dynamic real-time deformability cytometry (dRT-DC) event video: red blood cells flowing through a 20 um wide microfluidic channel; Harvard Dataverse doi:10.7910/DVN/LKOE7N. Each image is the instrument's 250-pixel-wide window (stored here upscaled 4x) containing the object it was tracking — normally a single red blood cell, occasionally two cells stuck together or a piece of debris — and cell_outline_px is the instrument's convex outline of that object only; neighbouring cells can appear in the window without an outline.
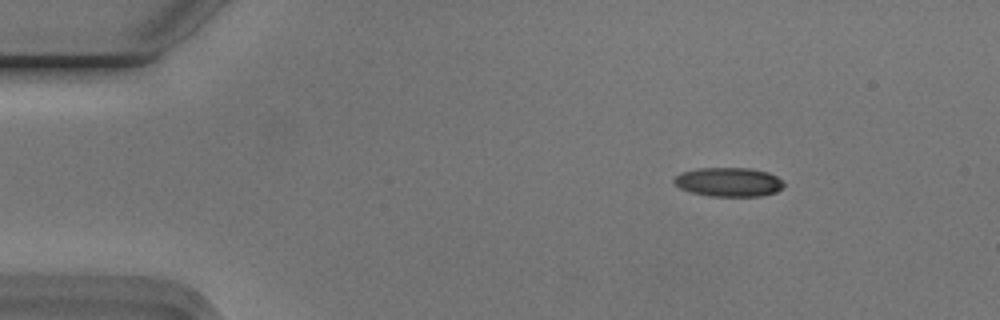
{"species": "Egyptian fruit bat (a non-hibernating species)", "species_latin": "Rousettus aegyptiacus", "temperature_condition": "cold", "stored_images_in_passage": 37, "camera_frame_rate_fps": 3000, "um_per_image_px": 0.085, "animal": {"sex": "male"}, "frame": {"image": 1, "passage_image": 1, "time_ms": 0.0, "image_size_px": [1000, 320], "cell_outline_px": [[784, 184], [776, 192], [760, 196], [708, 196], [692, 192], [680, 188], [672, 180], [680, 172], [696, 168], [748, 168], [768, 172], [784, 180]], "centroid_in_image_um": [61.93, 15.46], "position_along_channel_um": 23.1, "area_um2": 18.61}}
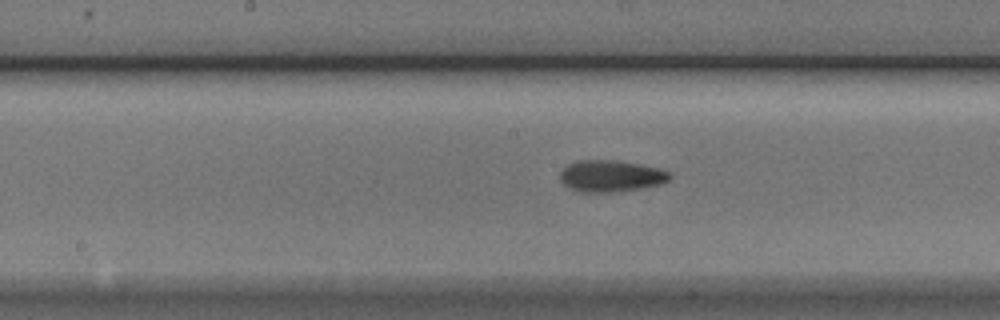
{"frame": {"image": 2, "passage_image": 21, "time_ms": 6.667, "image_size_px": [1000, 320], "cell_outline_px": [[672, 176], [664, 184], [616, 192], [580, 192], [568, 188], [560, 180], [560, 172], [568, 164], [580, 160], [616, 160], [640, 164], [660, 168], [668, 172]], "centroid_in_image_um": [51.93, 14.96], "position_along_channel_um": 196.3, "area_um2": 20.35}}
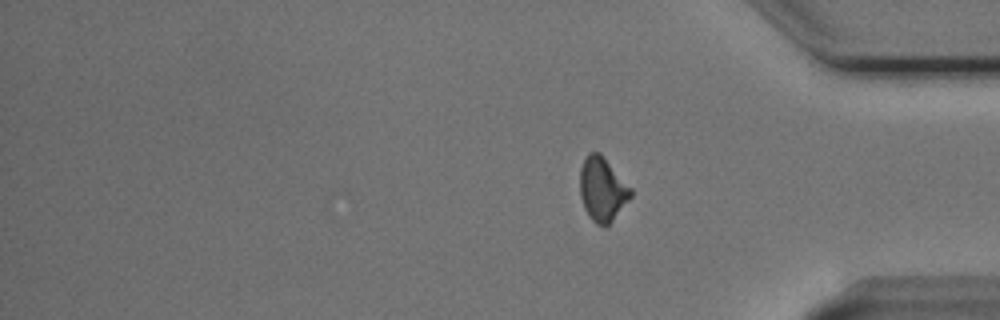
{"frame": {"image": 3, "passage_image": 37, "time_ms": 12.0, "image_size_px": [1000, 320], "cell_outline_px": [[632, 196], [612, 220], [604, 228], [596, 224], [588, 216], [584, 208], [580, 196], [580, 168], [588, 152], [600, 152], [632, 188]], "centroid_in_image_um": [51.19, 16.09], "position_along_channel_um": 384.0, "area_um2": 19.02}, "authors_computed_cell_mechanics": {"area_um2": 19.5364, "velocity_mm_per_s": 3.7621, "shape_relaxation_time_tau1_ms": 4.1542, "shape_relaxation_time_tau2_ms": 3.551, "deformation_change_tau1": 0.1155, "deformation_change_tau2": 0.107}}